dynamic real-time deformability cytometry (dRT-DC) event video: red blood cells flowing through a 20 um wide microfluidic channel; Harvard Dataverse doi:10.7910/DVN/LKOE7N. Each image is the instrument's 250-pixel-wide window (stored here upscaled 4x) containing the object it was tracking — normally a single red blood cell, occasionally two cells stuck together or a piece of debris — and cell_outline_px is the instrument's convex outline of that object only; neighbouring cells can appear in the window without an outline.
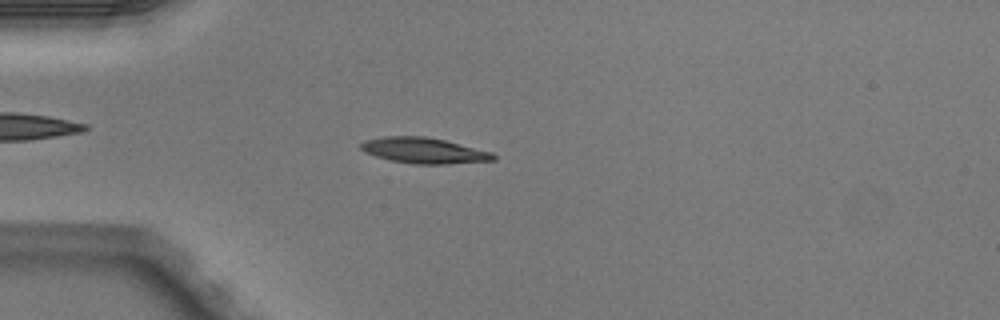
{"species": "Egyptian fruit bat (a non-hibernating species)", "species_latin": "Rousettus aegyptiacus", "temperature_condition": "warm", "stored_images_in_passage": 37, "camera_frame_rate_fps": 3000, "um_per_image_px": 0.085, "animal": {"sex": "male"}, "frame": {"image": 1, "passage_image": 1, "time_ms": 0.0, "image_size_px": [1000, 320], "cell_outline_px": [[496, 160], [444, 164], [416, 164], [392, 160], [376, 156], [364, 152], [360, 148], [360, 144], [364, 140], [380, 136], [424, 136], [444, 140], [492, 152], [496, 156]], "centroid_in_image_um": [36.0, 12.79], "position_along_channel_um": 49.0, "area_um2": 19.77}}
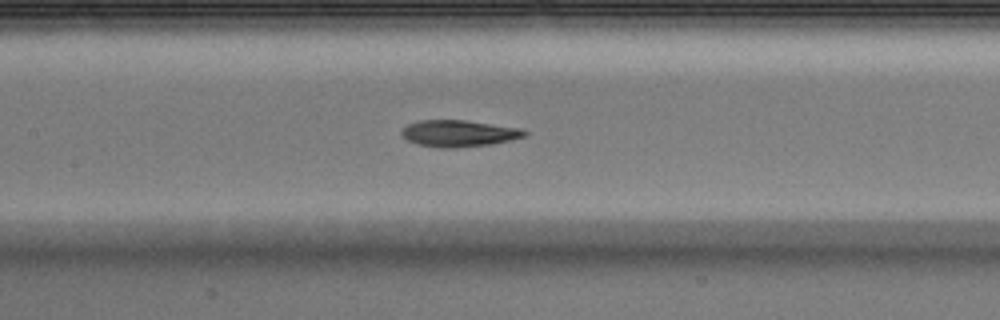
{"frame": {"image": 2, "passage_image": 11, "time_ms": 3.333, "image_size_px": [1000, 320], "cell_outline_px": [[528, 132], [524, 136], [512, 140], [492, 144], [456, 148], [436, 148], [420, 144], [408, 140], [400, 132], [408, 124], [416, 120], [464, 120], [520, 128]], "centroid_in_image_um": [39.0, 11.34], "position_along_channel_um": 168.4, "area_um2": 19.02}}
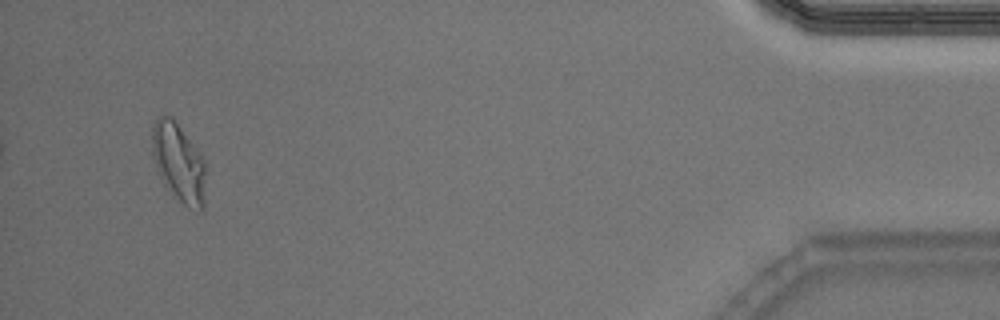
{"frame": {"image": 3, "passage_image": 35, "time_ms": 11.333, "image_size_px": [1000, 320], "cell_outline_px": [[204, 208], [200, 212], [196, 212], [188, 208], [172, 196], [164, 184], [160, 176], [152, 152], [152, 124], [156, 116], [172, 116], [200, 152], [204, 160]], "centroid_in_image_um": [15.18, 13.84], "position_along_channel_um": 420.0, "area_um2": 24.85}, "authors_computed_cell_mechanics": {"area_um2": 19.2474, "velocity_mm_per_s": 4.0304, "shape_relaxation_time_tau1_ms": 4.6036, "shape_relaxation_time_tau2_ms": 1.2339, "deformation_change_tau1": 0.1787, "deformation_change_tau2": 0.0641}}